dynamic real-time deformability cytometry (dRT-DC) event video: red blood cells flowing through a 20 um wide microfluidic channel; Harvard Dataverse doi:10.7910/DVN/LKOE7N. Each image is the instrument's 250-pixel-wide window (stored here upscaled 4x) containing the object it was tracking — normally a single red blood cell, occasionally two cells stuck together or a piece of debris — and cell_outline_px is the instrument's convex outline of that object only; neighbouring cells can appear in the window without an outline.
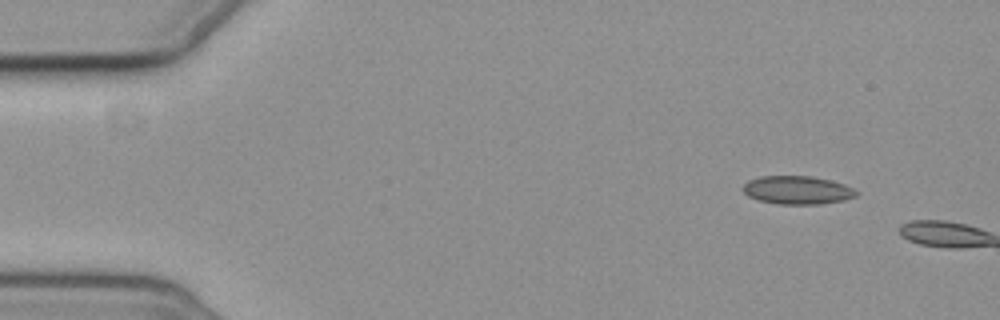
{"species": "common noctule bat (a hibernating species)", "species_latin": "Nyctalus noctula", "temperature_condition": "cold", "stored_images_in_passage": 2, "camera_frame_rate_fps": 3000, "um_per_image_px": 0.085, "animal": {"sex": "female", "body_mass_g": 19.3, "forearm_length_mm": 54.1}, "frame": {"image": 1, "passage_image": 1, "time_ms": 0.0, "image_size_px": [1000, 320], "cell_outline_px": [[860, 192], [856, 196], [844, 200], [820, 204], [776, 204], [756, 200], [748, 196], [740, 188], [748, 180], [760, 176], [812, 176], [832, 180], [844, 184]], "centroid_in_image_um": [67.75, 16.16], "position_along_channel_um": 17.2, "area_um2": 18.96}}